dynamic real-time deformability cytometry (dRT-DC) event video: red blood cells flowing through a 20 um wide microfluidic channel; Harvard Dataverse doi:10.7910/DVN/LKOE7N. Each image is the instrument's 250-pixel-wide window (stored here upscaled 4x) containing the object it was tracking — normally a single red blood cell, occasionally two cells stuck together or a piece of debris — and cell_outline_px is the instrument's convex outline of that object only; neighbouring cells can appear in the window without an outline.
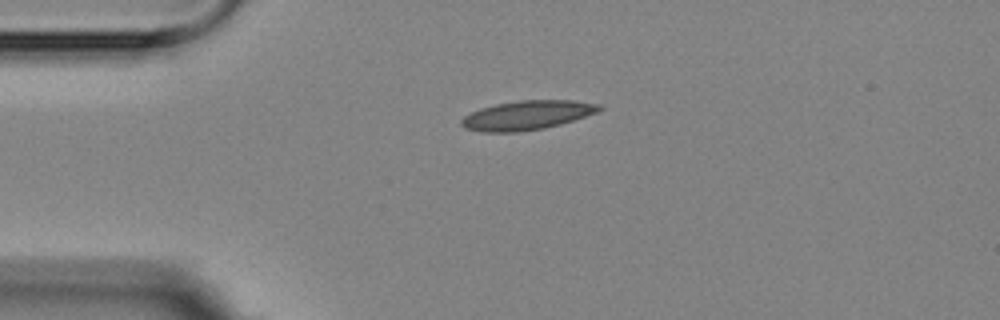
{"species": "Egyptian fruit bat (a non-hibernating species)", "species_latin": "Rousettus aegyptiacus", "temperature_condition": "room temperature", "stored_images_in_passage": 2, "camera_frame_rate_fps": 3000, "um_per_image_px": 0.085, "animal": {"sex": "female"}, "frame": {"image": 1, "passage_image": 1, "time_ms": 0.0, "image_size_px": [1000, 320], "cell_outline_px": [[604, 108], [596, 112], [560, 124], [544, 128], [516, 132], [480, 132], [464, 128], [460, 124], [460, 120], [464, 116], [480, 108], [496, 104], [520, 100], [572, 100], [600, 104]], "centroid_in_image_um": [44.76, 9.79], "position_along_channel_um": 40.2, "area_um2": 23.35}}